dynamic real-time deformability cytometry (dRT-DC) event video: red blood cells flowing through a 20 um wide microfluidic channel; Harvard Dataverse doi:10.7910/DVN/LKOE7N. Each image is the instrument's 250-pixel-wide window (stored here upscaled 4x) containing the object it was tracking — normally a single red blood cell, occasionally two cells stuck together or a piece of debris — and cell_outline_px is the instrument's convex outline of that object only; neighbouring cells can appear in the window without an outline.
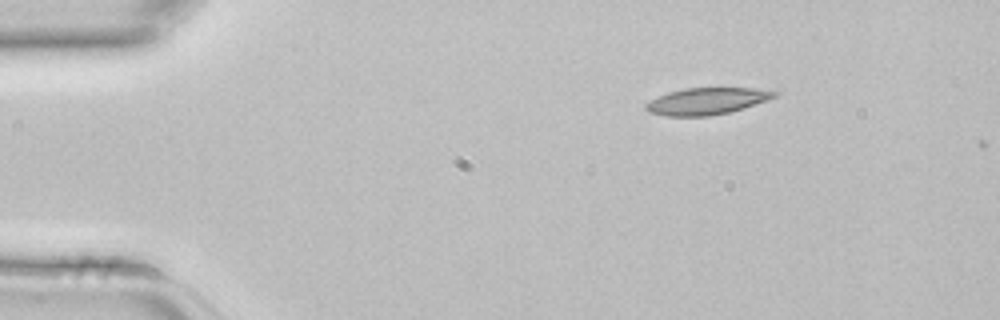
{"species": "common noctule bat (a hibernating species)", "species_latin": "Nyctalus noctula", "temperature_condition": "room temperature", "stored_images_in_passage": 5, "segment_of_instrument_passage": [2, 2], "camera_frame_rate_fps": 3000, "um_per_image_px": 0.085, "animal": {"sex": "female", "body_mass_g": 22.7, "forearm_length_mm": 54.2}, "frame": {"image": 1, "passage_image": 5, "time_ms": 1.333, "image_size_px": [1000, 320], "cell_outline_px": [[780, 92], [776, 96], [768, 100], [728, 112], [708, 116], [664, 116], [648, 112], [644, 108], [644, 104], [668, 92], [684, 88], [756, 88]], "centroid_in_image_um": [60.06, 8.59], "position_along_channel_um": 24.9, "area_um2": 19.94}}